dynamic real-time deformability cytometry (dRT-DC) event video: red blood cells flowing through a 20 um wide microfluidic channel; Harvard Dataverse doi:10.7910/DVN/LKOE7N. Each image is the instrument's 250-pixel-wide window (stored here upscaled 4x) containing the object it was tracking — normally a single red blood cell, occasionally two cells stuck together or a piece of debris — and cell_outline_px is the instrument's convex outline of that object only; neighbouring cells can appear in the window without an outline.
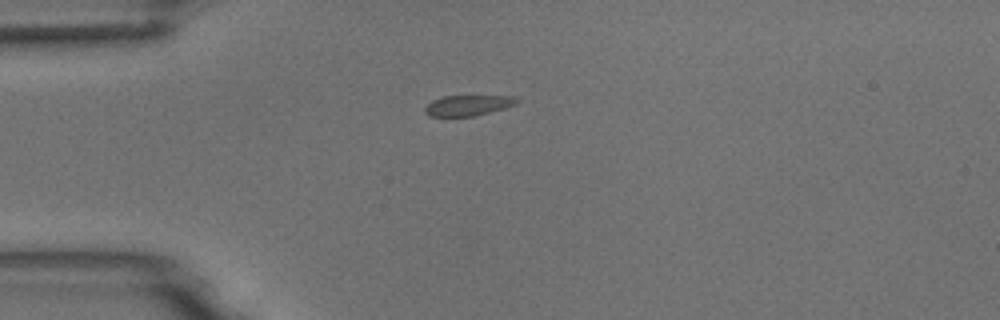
{"species": "common noctule bat (a hibernating species)", "species_latin": "Nyctalus noctula", "temperature_condition": "room temperature", "stored_images_in_passage": 3, "camera_frame_rate_fps": 3000, "um_per_image_px": 0.085, "animal": {"sex": "male", "body_mass_g": 18.8}, "frame": {"image": 1, "passage_image": 1, "time_ms": 0.0, "image_size_px": [1000, 320], "cell_outline_px": [[520, 100], [516, 104], [504, 108], [472, 116], [428, 116], [424, 112], [424, 108], [432, 100], [444, 96], [516, 96]], "centroid_in_image_um": [39.77, 8.95], "position_along_channel_um": 45.2, "area_um2": 10.92}}
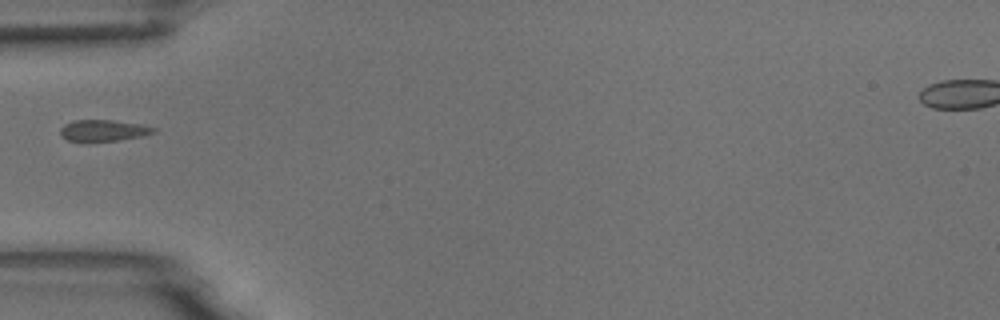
{"frame": {"image": 2, "passage_image": 2, "time_ms": 0.333, "image_size_px": [1000, 320], "cell_outline_px": [[156, 132], [140, 136], [120, 140], [84, 144], [68, 140], [60, 136], [60, 128], [64, 124], [72, 120], [112, 120], [144, 124], [156, 128]], "centroid_in_image_um": [8.73, 11.12], "position_along_channel_um": 76.3, "area_um2": 12.25}}